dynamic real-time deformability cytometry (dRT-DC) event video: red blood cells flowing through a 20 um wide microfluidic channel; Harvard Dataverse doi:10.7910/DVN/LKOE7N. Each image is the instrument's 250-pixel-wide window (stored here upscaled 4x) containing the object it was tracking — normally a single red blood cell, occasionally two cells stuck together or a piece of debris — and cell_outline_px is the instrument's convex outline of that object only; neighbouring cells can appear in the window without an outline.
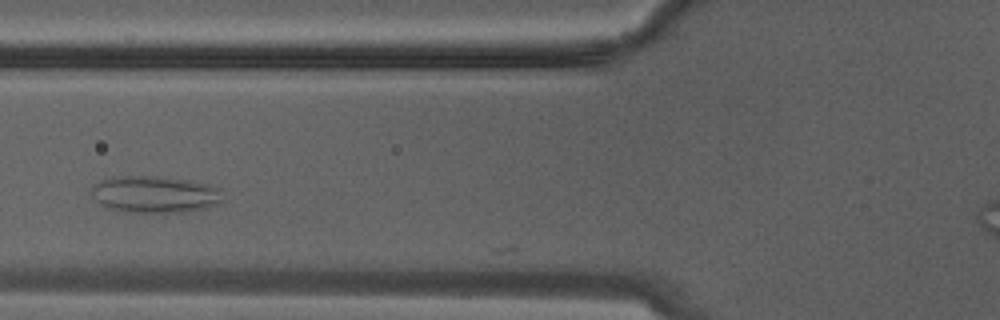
{"species": "Egyptian fruit bat (a non-hibernating species)", "species_latin": "Rousettus aegyptiacus", "temperature_condition": "warm", "stored_images_in_passage": 4, "camera_frame_rate_fps": 3000, "um_per_image_px": 0.085, "animal": {"sex": "male"}, "frame": {"image": 1, "passage_image": 3, "time_ms": 0.667, "image_size_px": [1000, 320], "cell_outline_px": [[220, 200], [204, 208], [180, 212], [124, 212], [104, 208], [92, 196], [92, 188], [100, 180], [112, 176], [152, 176], [188, 180], [220, 188]], "centroid_in_image_um": [13.05, 16.52], "position_along_channel_um": 112.8, "area_um2": 27.86}}